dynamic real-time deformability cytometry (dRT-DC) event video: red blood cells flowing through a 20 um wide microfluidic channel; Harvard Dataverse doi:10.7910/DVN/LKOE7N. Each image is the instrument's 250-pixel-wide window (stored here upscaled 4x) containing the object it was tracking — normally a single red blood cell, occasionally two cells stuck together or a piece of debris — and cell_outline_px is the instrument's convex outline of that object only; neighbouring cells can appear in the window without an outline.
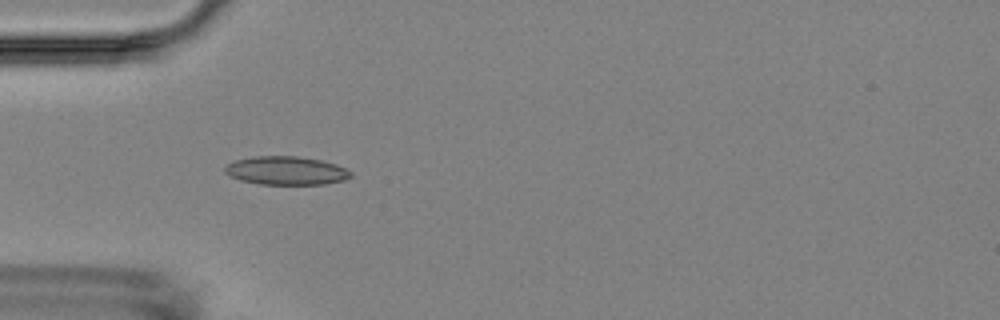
{"species": "Egyptian fruit bat (a non-hibernating species)", "species_latin": "Rousettus aegyptiacus", "temperature_condition": "room temperature", "stored_images_in_passage": 7, "camera_frame_rate_fps": 3000, "um_per_image_px": 0.085, "animal": {"sex": "female"}, "frame": {"image": 1, "passage_image": 4, "time_ms": 3.333, "image_size_px": [1000, 320], "cell_outline_px": [[352, 176], [344, 180], [324, 184], [260, 184], [240, 180], [224, 172], [224, 168], [232, 160], [252, 156], [296, 156], [320, 160], [336, 164], [352, 172]], "centroid_in_image_um": [24.3, 14.49], "position_along_channel_um": 60.7, "area_um2": 20.87}}
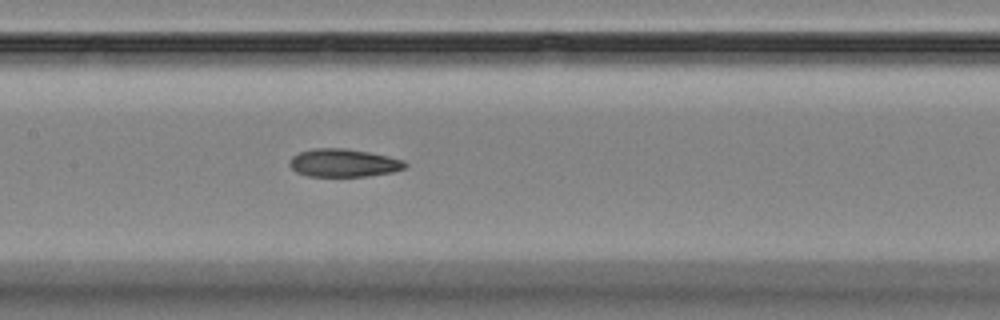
{"frame": {"image": 2, "passage_image": 7, "time_ms": 6.667, "image_size_px": [1000, 320], "cell_outline_px": [[408, 164], [404, 168], [392, 172], [368, 176], [308, 176], [296, 172], [288, 164], [292, 156], [300, 152], [316, 148], [344, 148], [368, 152], [388, 156], [404, 160]], "centroid_in_image_um": [29.2, 13.85], "position_along_channel_um": 178.2, "area_um2": 18.79}}